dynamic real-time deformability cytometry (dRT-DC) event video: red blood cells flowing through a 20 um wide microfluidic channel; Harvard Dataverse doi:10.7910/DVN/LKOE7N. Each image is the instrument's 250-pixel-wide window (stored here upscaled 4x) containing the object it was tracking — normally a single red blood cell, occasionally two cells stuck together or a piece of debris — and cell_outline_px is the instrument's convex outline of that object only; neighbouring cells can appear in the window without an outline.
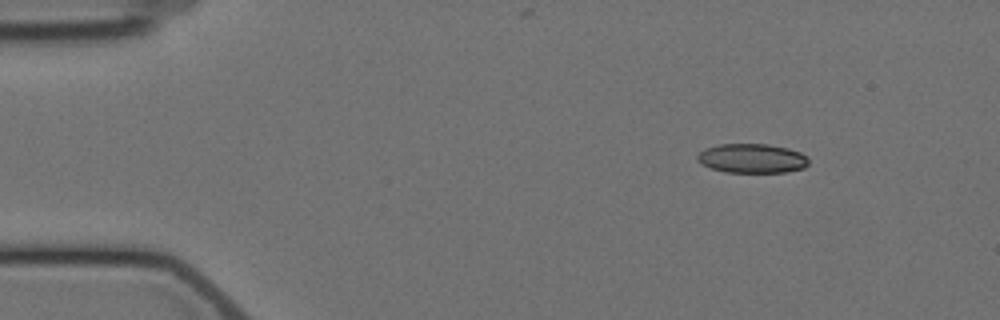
{"species": "Egyptian fruit bat (a non-hibernating species)", "species_latin": "Rousettus aegyptiacus", "temperature_condition": "cold", "stored_images_in_passage": 4, "camera_frame_rate_fps": 3000, "um_per_image_px": 0.085, "animal": {"sex": "female"}, "frame": {"image": 1, "passage_image": 1, "time_ms": 0.0, "image_size_px": [1000, 320], "cell_outline_px": [[808, 164], [804, 168], [788, 172], [724, 172], [700, 164], [696, 160], [696, 156], [704, 148], [720, 144], [768, 144], [788, 148], [800, 152], [808, 156]], "centroid_in_image_um": [63.92, 13.46], "position_along_channel_um": 21.1, "area_um2": 19.19}}
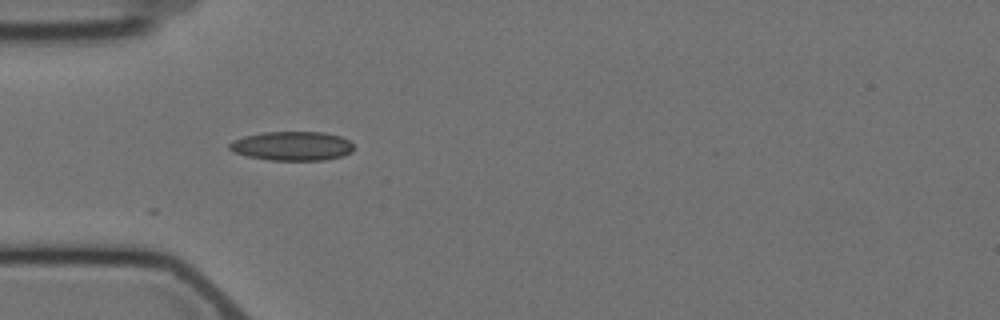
{"frame": {"image": 2, "passage_image": 3, "time_ms": 3.333, "image_size_px": [1000, 320], "cell_outline_px": [[352, 152], [344, 156], [324, 160], [268, 160], [248, 156], [232, 152], [228, 148], [228, 144], [232, 140], [244, 136], [264, 132], [324, 132], [340, 136], [348, 140], [352, 144]], "centroid_in_image_um": [24.8, 12.41], "position_along_channel_um": 60.2, "area_um2": 21.21}}
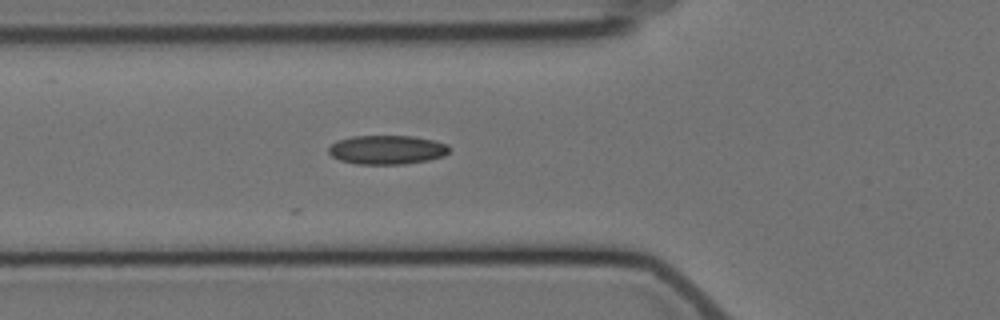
{"frame": {"image": 3, "passage_image": 4, "time_ms": 4.333, "image_size_px": [1000, 320], "cell_outline_px": [[448, 152], [444, 156], [428, 160], [404, 164], [356, 164], [340, 160], [332, 156], [328, 152], [328, 148], [336, 140], [352, 136], [412, 136], [432, 140], [448, 144]], "centroid_in_image_um": [32.87, 12.73], "position_along_channel_um": 92.9, "area_um2": 20.4}}